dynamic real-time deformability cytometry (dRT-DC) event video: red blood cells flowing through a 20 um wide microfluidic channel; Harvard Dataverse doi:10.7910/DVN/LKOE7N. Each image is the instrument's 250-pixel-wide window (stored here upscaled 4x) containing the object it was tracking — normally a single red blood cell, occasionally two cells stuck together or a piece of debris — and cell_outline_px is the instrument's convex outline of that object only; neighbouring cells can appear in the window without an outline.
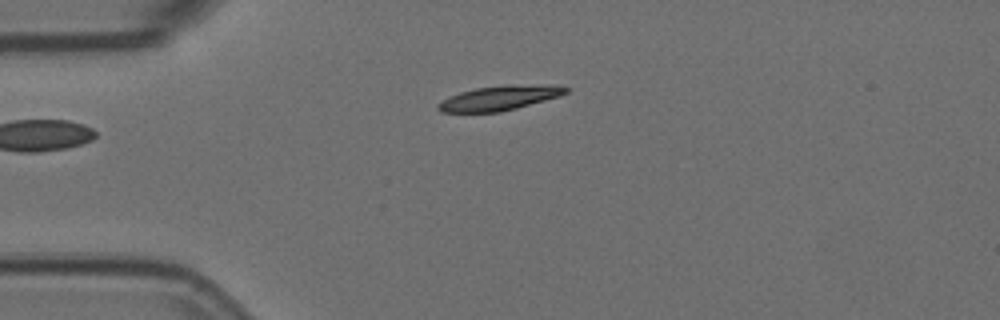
{"species": "Egyptian fruit bat (a non-hibernating species)", "species_latin": "Rousettus aegyptiacus", "temperature_condition": "room temperature", "stored_images_in_passage": 3, "camera_frame_rate_fps": 3000, "um_per_image_px": 0.085, "animal": {"sex": "female"}, "frame": {"image": 1, "passage_image": 3, "time_ms": 0.667, "image_size_px": [1000, 320], "cell_outline_px": [[568, 92], [560, 96], [516, 108], [500, 112], [440, 112], [436, 108], [436, 104], [460, 92], [476, 88], [548, 84], [556, 84], [568, 88]], "centroid_in_image_um": [42.48, 8.35], "position_along_channel_um": 42.5, "area_um2": 17.86}}